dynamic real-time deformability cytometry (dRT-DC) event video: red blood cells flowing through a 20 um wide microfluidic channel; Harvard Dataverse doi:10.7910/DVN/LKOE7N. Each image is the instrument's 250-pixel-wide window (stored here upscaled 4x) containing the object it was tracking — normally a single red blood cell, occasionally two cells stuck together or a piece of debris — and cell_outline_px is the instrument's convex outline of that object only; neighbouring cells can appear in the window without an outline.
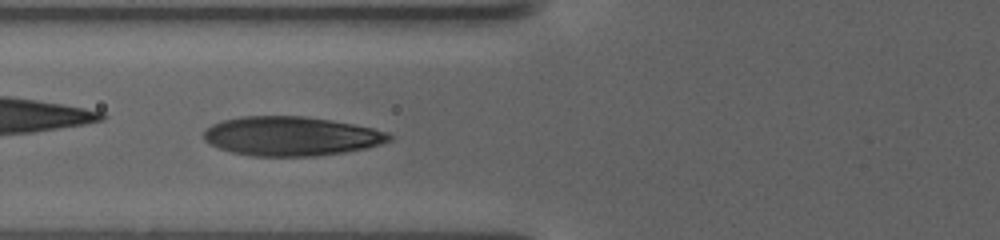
{"species": "human", "species_latin": "Homo sapiens", "temperature_condition": "warm", "stored_images_in_passage": 48, "camera_frame_rate_fps": 3000, "um_per_image_px": 0.085, "donor": {"sex": "female"}, "frame": {"image": 1, "passage_image": 8, "time_ms": 2.333, "image_size_px": [1000, 240], "cell_outline_px": [[392, 140], [368, 148], [344, 152], [316, 156], [252, 156], [232, 152], [208, 144], [204, 140], [204, 132], [212, 124], [224, 120], [240, 116], [304, 116], [332, 120], [372, 128], [388, 132], [392, 136]], "centroid_in_image_um": [24.75, 11.57], "position_along_channel_um": 101.0, "area_um2": 42.43}}
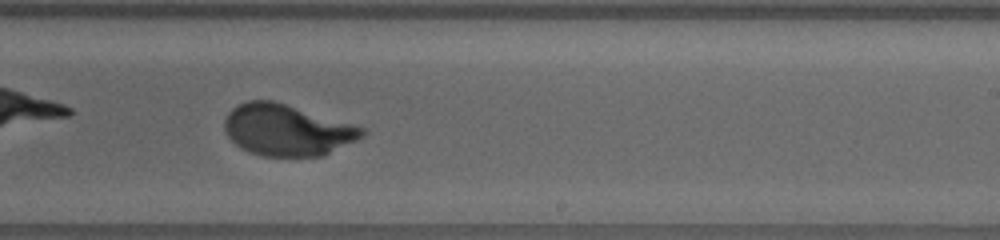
{"frame": {"image": 2, "passage_image": 24, "time_ms": 8.0, "image_size_px": [1000, 240], "cell_outline_px": [[368, 132], [364, 136], [324, 156], [264, 156], [240, 148], [228, 136], [224, 128], [224, 120], [228, 112], [236, 104], [248, 100], [272, 100], [368, 128]], "centroid_in_image_um": [24.42, 11.04], "position_along_channel_um": 264.6, "area_um2": 41.33}}
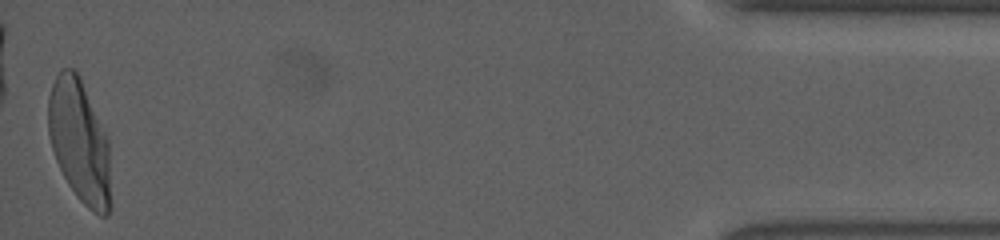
{"frame": {"image": 3, "passage_image": 48, "time_ms": 16.333, "image_size_px": [1000, 240], "cell_outline_px": [[108, 216], [100, 216], [92, 212], [76, 196], [68, 184], [56, 160], [52, 148], [48, 132], [48, 96], [52, 84], [56, 76], [64, 68], [72, 68], [80, 76], [108, 140]], "centroid_in_image_um": [6.71, 11.98], "position_along_channel_um": 428.5, "area_um2": 43.81}, "authors_computed_cell_mechanics": {"area_um2": 41.8472, "velocity_mm_per_s": 2.884, "shape_relaxation_time_tau1_ms": 4.1686, "shape_relaxation_time_tau2_ms": null, "deformation_change_tau1": 0.2312, "deformation_change_tau2": null}}